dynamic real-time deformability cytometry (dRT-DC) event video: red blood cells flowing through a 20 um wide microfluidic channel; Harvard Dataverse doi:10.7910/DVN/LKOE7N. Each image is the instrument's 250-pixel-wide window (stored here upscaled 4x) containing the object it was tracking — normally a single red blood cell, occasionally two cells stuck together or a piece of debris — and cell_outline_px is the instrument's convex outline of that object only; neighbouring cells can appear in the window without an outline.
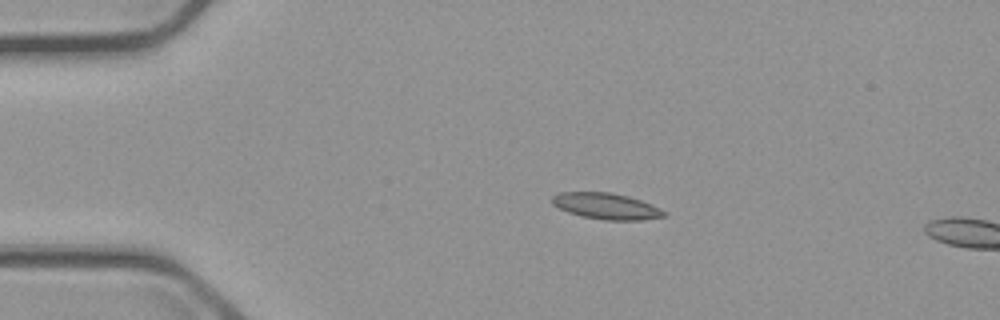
{"species": "common noctule bat (a hibernating species)", "species_latin": "Nyctalus noctula", "temperature_condition": "cold", "stored_images_in_passage": 3, "camera_frame_rate_fps": 3000, "um_per_image_px": 0.085, "animal": {"sex": "male", "body_mass_g": 23.1, "forearm_length_mm": 52.7}, "frame": {"image": 1, "passage_image": 2, "time_ms": 2.0, "image_size_px": [1000, 320], "cell_outline_px": [[664, 216], [640, 220], [604, 220], [580, 216], [568, 212], [552, 204], [552, 196], [560, 192], [608, 192], [628, 196], [640, 200], [660, 208], [664, 212]], "centroid_in_image_um": [51.49, 17.52], "position_along_channel_um": 33.5, "area_um2": 16.88}}